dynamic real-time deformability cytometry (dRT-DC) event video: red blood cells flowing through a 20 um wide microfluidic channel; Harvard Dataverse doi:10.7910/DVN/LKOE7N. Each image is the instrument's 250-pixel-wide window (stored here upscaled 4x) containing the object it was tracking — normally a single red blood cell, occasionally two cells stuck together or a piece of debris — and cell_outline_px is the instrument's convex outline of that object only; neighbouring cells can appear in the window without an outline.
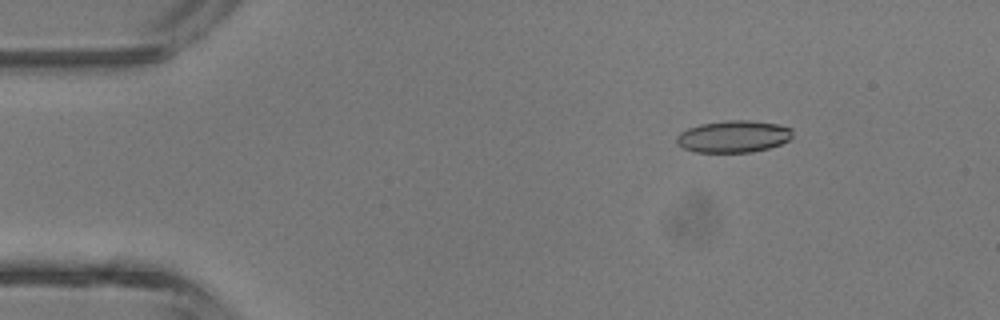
{"species": "common noctule bat (a hibernating species)", "species_latin": "Nyctalus noctula", "temperature_condition": "room temperature", "stored_images_in_passage": 43, "camera_frame_rate_fps": 3000, "um_per_image_px": 0.085, "animal": {"sex": "male", "body_mass_g": 13.3}, "frame": {"image": 1, "passage_image": 6, "time_ms": 1.667, "image_size_px": [1000, 320], "cell_outline_px": [[792, 136], [788, 140], [780, 144], [768, 148], [752, 152], [696, 152], [684, 148], [676, 144], [676, 136], [680, 132], [688, 128], [700, 124], [724, 120], [748, 120], [780, 124], [792, 128]], "centroid_in_image_um": [62.33, 11.59], "position_along_channel_um": 22.7, "area_um2": 21.73}}
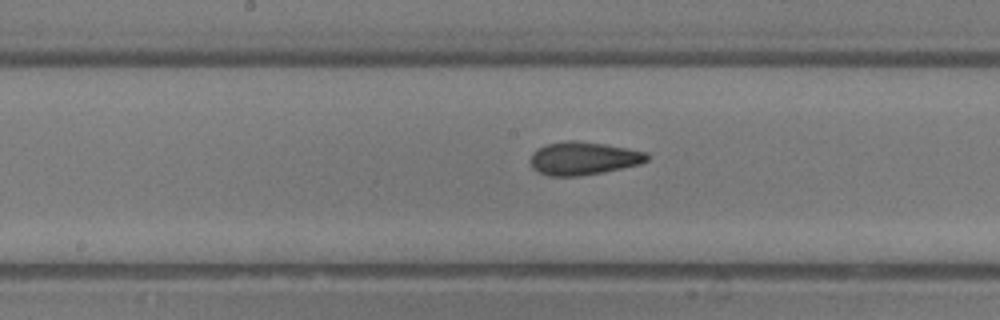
{"frame": {"image": 2, "passage_image": 22, "time_ms": 7.0, "image_size_px": [1000, 320], "cell_outline_px": [[648, 160], [640, 164], [580, 176], [548, 176], [532, 168], [532, 152], [548, 144], [564, 140], [576, 140], [604, 144], [628, 148], [648, 152]], "centroid_in_image_um": [49.61, 13.45], "position_along_channel_um": 198.6, "area_um2": 22.25}}
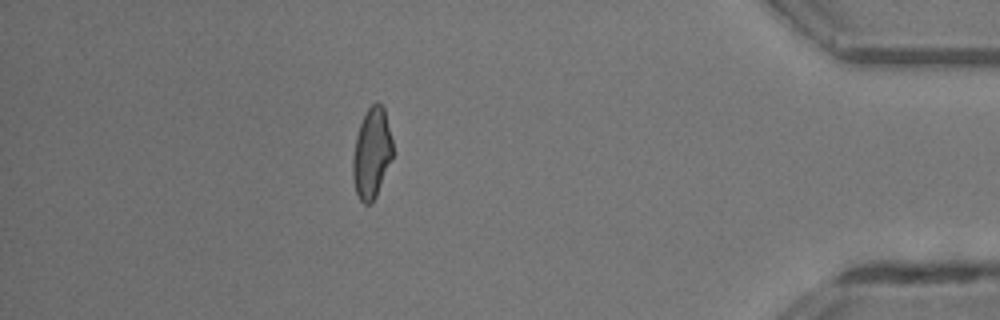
{"frame": {"image": 3, "passage_image": 38, "time_ms": 12.333, "image_size_px": [1000, 320], "cell_outline_px": [[392, 156], [376, 196], [372, 204], [364, 204], [360, 200], [356, 192], [352, 176], [352, 160], [356, 136], [360, 124], [368, 108], [376, 100], [384, 108], [392, 140]], "centroid_in_image_um": [31.58, 13.03], "position_along_channel_um": 403.6, "area_um2": 20.81}, "authors_computed_cell_mechanics": {"area_um2": 21.7328, "velocity_mm_per_s": 4.7389, "shape_relaxation_time_tau1_ms": null, "shape_relaxation_time_tau2_ms": 1.2598, "deformation_change_tau1": null, "deformation_change_tau2": 0.0764}}